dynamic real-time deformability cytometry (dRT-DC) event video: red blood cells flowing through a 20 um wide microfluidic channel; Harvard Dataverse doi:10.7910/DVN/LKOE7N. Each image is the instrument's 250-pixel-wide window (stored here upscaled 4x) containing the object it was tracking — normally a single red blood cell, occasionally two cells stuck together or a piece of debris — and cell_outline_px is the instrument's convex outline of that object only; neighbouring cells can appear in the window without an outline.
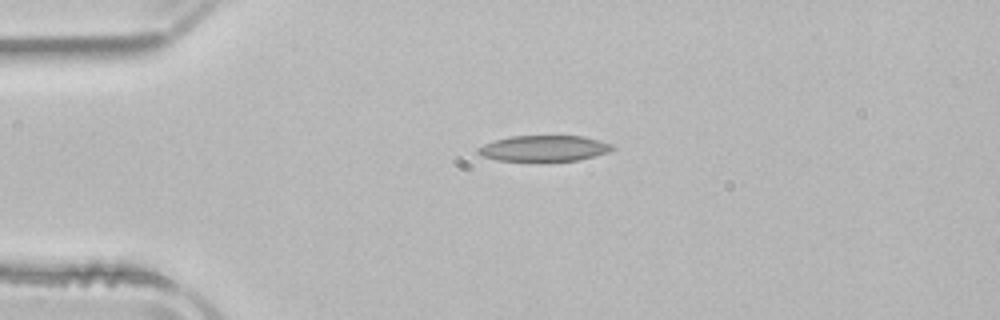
{"species": "common noctule bat (a hibernating species)", "species_latin": "Nyctalus noctula", "temperature_condition": "room temperature", "stored_images_in_passage": 41, "camera_frame_rate_fps": 3000, "um_per_image_px": 0.085, "animal": {"sex": "male", "body_mass_g": 21.5, "forearm_length_mm": 52.0}, "frame": {"image": 1, "passage_image": 1, "time_ms": 0.0, "image_size_px": [1000, 320], "cell_outline_px": [[616, 148], [608, 152], [596, 156], [576, 160], [496, 160], [484, 156], [476, 152], [476, 148], [484, 144], [496, 140], [512, 136], [584, 136], [600, 140], [612, 144]], "centroid_in_image_um": [46.28, 12.6], "position_along_channel_um": 38.7, "area_um2": 20.0}}
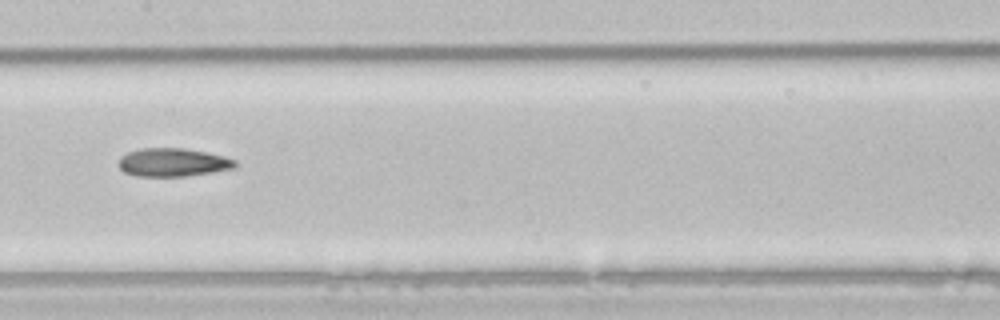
{"frame": {"image": 2, "passage_image": 15, "time_ms": 4.667, "image_size_px": [1000, 320], "cell_outline_px": [[236, 164], [232, 168], [212, 172], [184, 176], [136, 176], [124, 172], [116, 164], [120, 156], [128, 152], [140, 148], [184, 148], [208, 152], [224, 156], [236, 160]], "centroid_in_image_um": [14.64, 13.79], "position_along_channel_um": 192.8, "area_um2": 19.31}}
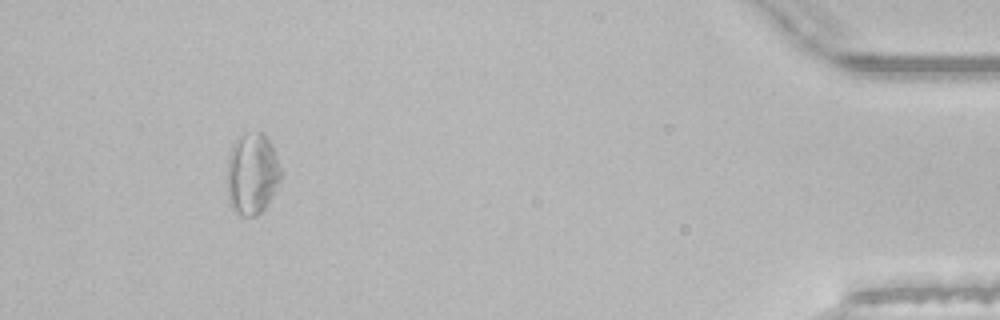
{"frame": {"image": 3, "passage_image": 37, "time_ms": 12.0, "image_size_px": [1000, 320], "cell_outline_px": [[280, 180], [272, 196], [264, 208], [256, 216], [240, 216], [228, 204], [228, 156], [232, 144], [240, 136], [256, 132], [260, 132], [268, 136], [272, 144], [280, 168]], "centroid_in_image_um": [21.42, 14.78], "position_along_channel_um": 413.8, "area_um2": 25.43}, "authors_computed_cell_mechanics": {"area_um2": 20.4034, "velocity_mm_per_s": 3.9303, "shape_relaxation_time_tau1_ms": null, "shape_relaxation_time_tau2_ms": 7.1184, "deformation_change_tau1": null, "deformation_change_tau2": 0.1711}}